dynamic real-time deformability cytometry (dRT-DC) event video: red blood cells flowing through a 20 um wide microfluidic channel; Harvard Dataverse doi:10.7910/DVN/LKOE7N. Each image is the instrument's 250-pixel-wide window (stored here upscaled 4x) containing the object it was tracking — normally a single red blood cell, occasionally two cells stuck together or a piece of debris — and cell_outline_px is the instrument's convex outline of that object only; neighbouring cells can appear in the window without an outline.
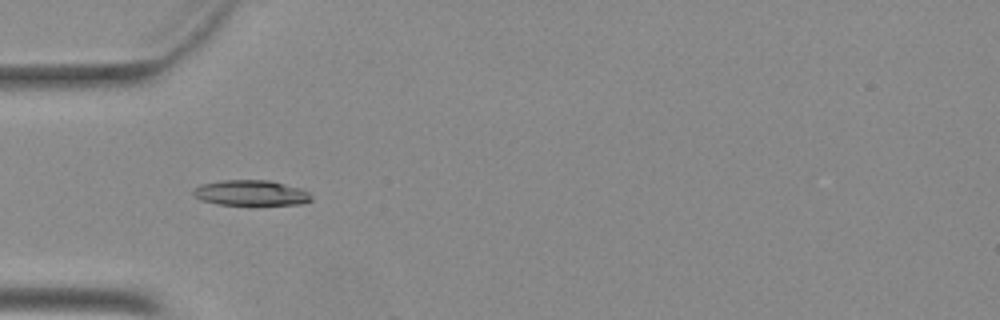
{"species": "Egyptian fruit bat (a non-hibernating species)", "species_latin": "Rousettus aegyptiacus", "temperature_condition": "warm", "stored_images_in_passage": 20, "camera_frame_rate_fps": 3000, "um_per_image_px": 0.085, "animal": {"sex": "female"}, "frame": {"image": 1, "passage_image": 2, "time_ms": 0.333, "image_size_px": [1000, 320], "cell_outline_px": [[312, 200], [300, 204], [220, 204], [204, 200], [196, 196], [192, 192], [192, 188], [200, 184], [224, 180], [268, 180], [300, 188], [308, 192], [312, 196]], "centroid_in_image_um": [21.33, 16.38], "position_along_channel_um": 63.7, "area_um2": 17.17}}
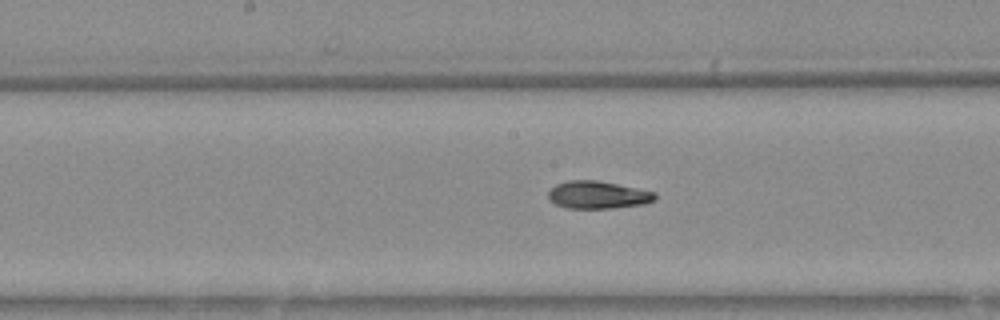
{"frame": {"image": 2, "passage_image": 12, "time_ms": 3.667, "image_size_px": [1000, 320], "cell_outline_px": [[656, 200], [644, 204], [608, 208], [568, 208], [556, 204], [548, 196], [548, 192], [556, 184], [568, 180], [596, 180], [656, 192]], "centroid_in_image_um": [50.83, 16.56], "position_along_channel_um": 197.4, "area_um2": 16.94}}
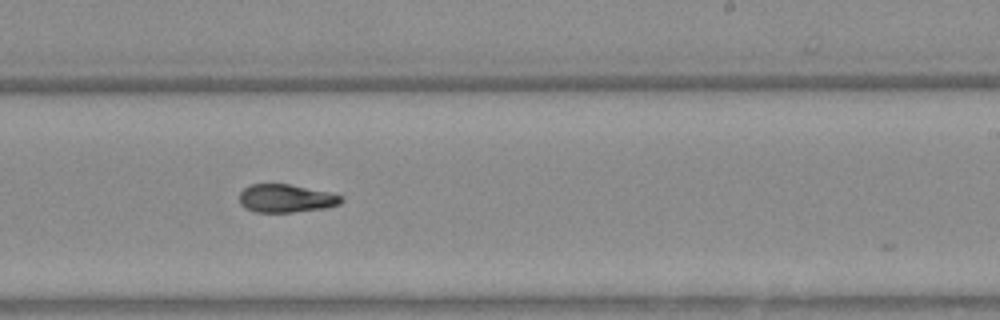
{"frame": {"image": 3, "passage_image": 17, "time_ms": 5.333, "image_size_px": [1000, 320], "cell_outline_px": [[344, 200], [340, 204], [328, 208], [292, 212], [256, 212], [244, 208], [240, 204], [240, 192], [248, 184], [288, 184], [332, 192], [344, 196]], "centroid_in_image_um": [24.35, 16.86], "position_along_channel_um": 264.6, "area_um2": 16.99}}